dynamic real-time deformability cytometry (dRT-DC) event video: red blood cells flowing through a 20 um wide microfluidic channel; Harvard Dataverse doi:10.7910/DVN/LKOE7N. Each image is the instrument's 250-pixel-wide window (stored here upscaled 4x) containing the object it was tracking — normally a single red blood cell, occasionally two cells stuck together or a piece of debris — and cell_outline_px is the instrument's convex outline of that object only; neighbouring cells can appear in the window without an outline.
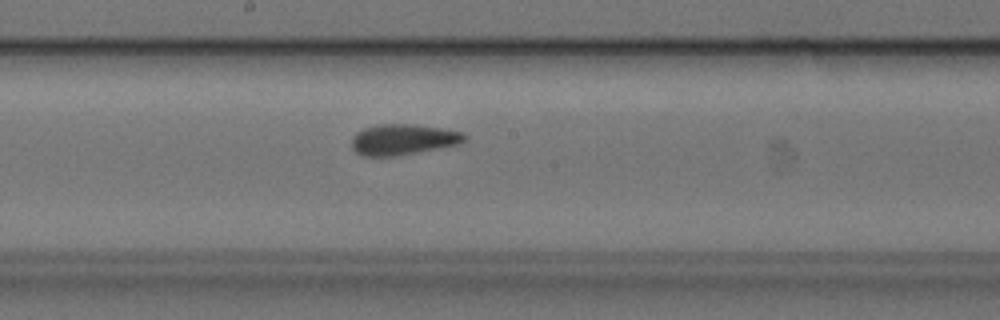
{"species": "common noctule bat (a hibernating species)", "species_latin": "Nyctalus noctula", "temperature_condition": "cold", "stored_images_in_passage": 41, "camera_frame_rate_fps": 3000, "um_per_image_px": 0.085, "animal": {"sex": "female", "body_mass_g": 24.6, "forearm_length_mm": 56.2}, "frame": {"image": 1, "passage_image": 24, "time_ms": 7.667, "image_size_px": [1000, 320], "cell_outline_px": [[468, 140], [460, 144], [440, 148], [396, 156], [360, 156], [352, 148], [352, 136], [356, 132], [364, 128], [380, 124], [408, 124], [444, 128], [464, 132], [468, 136]], "centroid_in_image_um": [34.3, 11.86], "position_along_channel_um": 213.9, "area_um2": 20.52}}